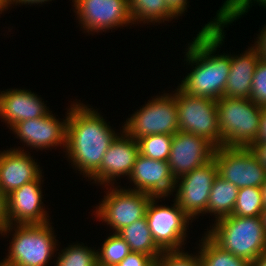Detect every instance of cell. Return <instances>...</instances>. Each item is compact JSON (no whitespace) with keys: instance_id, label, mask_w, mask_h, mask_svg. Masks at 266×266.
<instances>
[{"instance_id":"cell-16","label":"cell","mask_w":266,"mask_h":266,"mask_svg":"<svg viewBox=\"0 0 266 266\" xmlns=\"http://www.w3.org/2000/svg\"><path fill=\"white\" fill-rule=\"evenodd\" d=\"M134 183V191L143 192L153 197L168 196L176 189V179L173 177L168 162L153 160L139 154L129 176Z\"/></svg>"},{"instance_id":"cell-27","label":"cell","mask_w":266,"mask_h":266,"mask_svg":"<svg viewBox=\"0 0 266 266\" xmlns=\"http://www.w3.org/2000/svg\"><path fill=\"white\" fill-rule=\"evenodd\" d=\"M131 252L129 245L117 233L109 236L97 251V265L116 266Z\"/></svg>"},{"instance_id":"cell-6","label":"cell","mask_w":266,"mask_h":266,"mask_svg":"<svg viewBox=\"0 0 266 266\" xmlns=\"http://www.w3.org/2000/svg\"><path fill=\"white\" fill-rule=\"evenodd\" d=\"M175 102L178 109L179 131L204 137L216 148L221 147L216 100L190 96L177 88Z\"/></svg>"},{"instance_id":"cell-19","label":"cell","mask_w":266,"mask_h":266,"mask_svg":"<svg viewBox=\"0 0 266 266\" xmlns=\"http://www.w3.org/2000/svg\"><path fill=\"white\" fill-rule=\"evenodd\" d=\"M44 101L28 90L9 89L0 94V116L11 129L16 123L49 114Z\"/></svg>"},{"instance_id":"cell-33","label":"cell","mask_w":266,"mask_h":266,"mask_svg":"<svg viewBox=\"0 0 266 266\" xmlns=\"http://www.w3.org/2000/svg\"><path fill=\"white\" fill-rule=\"evenodd\" d=\"M7 225V196L0 191V234Z\"/></svg>"},{"instance_id":"cell-36","label":"cell","mask_w":266,"mask_h":266,"mask_svg":"<svg viewBox=\"0 0 266 266\" xmlns=\"http://www.w3.org/2000/svg\"><path fill=\"white\" fill-rule=\"evenodd\" d=\"M250 148L256 154L259 162L266 168V142H256Z\"/></svg>"},{"instance_id":"cell-30","label":"cell","mask_w":266,"mask_h":266,"mask_svg":"<svg viewBox=\"0 0 266 266\" xmlns=\"http://www.w3.org/2000/svg\"><path fill=\"white\" fill-rule=\"evenodd\" d=\"M156 266H199V257L184 251L162 252L156 260Z\"/></svg>"},{"instance_id":"cell-15","label":"cell","mask_w":266,"mask_h":266,"mask_svg":"<svg viewBox=\"0 0 266 266\" xmlns=\"http://www.w3.org/2000/svg\"><path fill=\"white\" fill-rule=\"evenodd\" d=\"M139 152L138 141L128 137L124 132L117 136L105 152L100 167L90 176V179L110 183L119 176H130Z\"/></svg>"},{"instance_id":"cell-4","label":"cell","mask_w":266,"mask_h":266,"mask_svg":"<svg viewBox=\"0 0 266 266\" xmlns=\"http://www.w3.org/2000/svg\"><path fill=\"white\" fill-rule=\"evenodd\" d=\"M218 127L223 147H251L256 143L262 107L249 98L221 97L216 100Z\"/></svg>"},{"instance_id":"cell-32","label":"cell","mask_w":266,"mask_h":266,"mask_svg":"<svg viewBox=\"0 0 266 266\" xmlns=\"http://www.w3.org/2000/svg\"><path fill=\"white\" fill-rule=\"evenodd\" d=\"M116 266H156V260L152 256L143 253L130 252Z\"/></svg>"},{"instance_id":"cell-2","label":"cell","mask_w":266,"mask_h":266,"mask_svg":"<svg viewBox=\"0 0 266 266\" xmlns=\"http://www.w3.org/2000/svg\"><path fill=\"white\" fill-rule=\"evenodd\" d=\"M71 106L66 114V155L78 171H83L90 178L100 167L105 152L118 135L97 111L80 103Z\"/></svg>"},{"instance_id":"cell-39","label":"cell","mask_w":266,"mask_h":266,"mask_svg":"<svg viewBox=\"0 0 266 266\" xmlns=\"http://www.w3.org/2000/svg\"><path fill=\"white\" fill-rule=\"evenodd\" d=\"M250 266H266V250L263 251Z\"/></svg>"},{"instance_id":"cell-34","label":"cell","mask_w":266,"mask_h":266,"mask_svg":"<svg viewBox=\"0 0 266 266\" xmlns=\"http://www.w3.org/2000/svg\"><path fill=\"white\" fill-rule=\"evenodd\" d=\"M169 10L178 17L180 16L185 10L187 6V0H165Z\"/></svg>"},{"instance_id":"cell-29","label":"cell","mask_w":266,"mask_h":266,"mask_svg":"<svg viewBox=\"0 0 266 266\" xmlns=\"http://www.w3.org/2000/svg\"><path fill=\"white\" fill-rule=\"evenodd\" d=\"M249 99L260 107H266V62L259 60L253 74Z\"/></svg>"},{"instance_id":"cell-17","label":"cell","mask_w":266,"mask_h":266,"mask_svg":"<svg viewBox=\"0 0 266 266\" xmlns=\"http://www.w3.org/2000/svg\"><path fill=\"white\" fill-rule=\"evenodd\" d=\"M59 122L53 114L49 113L36 119H28L16 123L11 130L17 134L27 146L38 149H47L51 146L63 145L66 147L67 122Z\"/></svg>"},{"instance_id":"cell-3","label":"cell","mask_w":266,"mask_h":266,"mask_svg":"<svg viewBox=\"0 0 266 266\" xmlns=\"http://www.w3.org/2000/svg\"><path fill=\"white\" fill-rule=\"evenodd\" d=\"M207 235L222 249L252 263L266 250V231L261 216H226L215 221Z\"/></svg>"},{"instance_id":"cell-23","label":"cell","mask_w":266,"mask_h":266,"mask_svg":"<svg viewBox=\"0 0 266 266\" xmlns=\"http://www.w3.org/2000/svg\"><path fill=\"white\" fill-rule=\"evenodd\" d=\"M128 9L131 20L145 21L154 23L164 22L167 19L176 16L169 10L165 0H128ZM160 20V21H159Z\"/></svg>"},{"instance_id":"cell-40","label":"cell","mask_w":266,"mask_h":266,"mask_svg":"<svg viewBox=\"0 0 266 266\" xmlns=\"http://www.w3.org/2000/svg\"><path fill=\"white\" fill-rule=\"evenodd\" d=\"M260 188H261V193H262L263 205H264V208H266V180Z\"/></svg>"},{"instance_id":"cell-35","label":"cell","mask_w":266,"mask_h":266,"mask_svg":"<svg viewBox=\"0 0 266 266\" xmlns=\"http://www.w3.org/2000/svg\"><path fill=\"white\" fill-rule=\"evenodd\" d=\"M260 33L254 47L259 51L260 59L266 62V26Z\"/></svg>"},{"instance_id":"cell-20","label":"cell","mask_w":266,"mask_h":266,"mask_svg":"<svg viewBox=\"0 0 266 266\" xmlns=\"http://www.w3.org/2000/svg\"><path fill=\"white\" fill-rule=\"evenodd\" d=\"M260 60L259 51L253 46L242 56H231L230 72L223 96L231 98H249L253 74Z\"/></svg>"},{"instance_id":"cell-21","label":"cell","mask_w":266,"mask_h":266,"mask_svg":"<svg viewBox=\"0 0 266 266\" xmlns=\"http://www.w3.org/2000/svg\"><path fill=\"white\" fill-rule=\"evenodd\" d=\"M239 188L217 174L212 183L207 213H214L216 220L233 213Z\"/></svg>"},{"instance_id":"cell-22","label":"cell","mask_w":266,"mask_h":266,"mask_svg":"<svg viewBox=\"0 0 266 266\" xmlns=\"http://www.w3.org/2000/svg\"><path fill=\"white\" fill-rule=\"evenodd\" d=\"M129 245L131 252H139L152 256L155 260L162 251L155 244L146 217L138 219L118 233Z\"/></svg>"},{"instance_id":"cell-38","label":"cell","mask_w":266,"mask_h":266,"mask_svg":"<svg viewBox=\"0 0 266 266\" xmlns=\"http://www.w3.org/2000/svg\"><path fill=\"white\" fill-rule=\"evenodd\" d=\"M47 1H49V0H7V5H9L10 6V4H13V3H16V5H17V3H21V4H27L28 3V5L29 4H39V3H44V2H47ZM51 1V0H50Z\"/></svg>"},{"instance_id":"cell-14","label":"cell","mask_w":266,"mask_h":266,"mask_svg":"<svg viewBox=\"0 0 266 266\" xmlns=\"http://www.w3.org/2000/svg\"><path fill=\"white\" fill-rule=\"evenodd\" d=\"M41 179L40 176L37 180L24 184L7 195L8 225L1 234H7L14 228L13 222H16L18 225L44 224L49 222V219H47V212L44 211L45 209L41 206L43 203L41 200L42 191L40 189Z\"/></svg>"},{"instance_id":"cell-1","label":"cell","mask_w":266,"mask_h":266,"mask_svg":"<svg viewBox=\"0 0 266 266\" xmlns=\"http://www.w3.org/2000/svg\"><path fill=\"white\" fill-rule=\"evenodd\" d=\"M215 21L208 22L197 34L186 52V61L196 65L185 76L179 88L190 96L218 100L223 97L230 72L231 55H213L225 38L223 28L229 21L218 10ZM212 54V55H211Z\"/></svg>"},{"instance_id":"cell-24","label":"cell","mask_w":266,"mask_h":266,"mask_svg":"<svg viewBox=\"0 0 266 266\" xmlns=\"http://www.w3.org/2000/svg\"><path fill=\"white\" fill-rule=\"evenodd\" d=\"M198 254L199 266H250L251 263L236 257L218 246L207 234Z\"/></svg>"},{"instance_id":"cell-13","label":"cell","mask_w":266,"mask_h":266,"mask_svg":"<svg viewBox=\"0 0 266 266\" xmlns=\"http://www.w3.org/2000/svg\"><path fill=\"white\" fill-rule=\"evenodd\" d=\"M79 21L87 32L104 31L132 22L128 0H73ZM90 30V31H89Z\"/></svg>"},{"instance_id":"cell-12","label":"cell","mask_w":266,"mask_h":266,"mask_svg":"<svg viewBox=\"0 0 266 266\" xmlns=\"http://www.w3.org/2000/svg\"><path fill=\"white\" fill-rule=\"evenodd\" d=\"M216 147L206 138L178 131L173 135L168 165L175 179L213 159Z\"/></svg>"},{"instance_id":"cell-8","label":"cell","mask_w":266,"mask_h":266,"mask_svg":"<svg viewBox=\"0 0 266 266\" xmlns=\"http://www.w3.org/2000/svg\"><path fill=\"white\" fill-rule=\"evenodd\" d=\"M218 175L238 188L261 187L266 168L250 147H217L213 156Z\"/></svg>"},{"instance_id":"cell-42","label":"cell","mask_w":266,"mask_h":266,"mask_svg":"<svg viewBox=\"0 0 266 266\" xmlns=\"http://www.w3.org/2000/svg\"><path fill=\"white\" fill-rule=\"evenodd\" d=\"M4 8H8L7 0H0V13L4 11Z\"/></svg>"},{"instance_id":"cell-18","label":"cell","mask_w":266,"mask_h":266,"mask_svg":"<svg viewBox=\"0 0 266 266\" xmlns=\"http://www.w3.org/2000/svg\"><path fill=\"white\" fill-rule=\"evenodd\" d=\"M41 173L37 162L24 150L14 148L0 153V191L6 196L24 184L37 180Z\"/></svg>"},{"instance_id":"cell-11","label":"cell","mask_w":266,"mask_h":266,"mask_svg":"<svg viewBox=\"0 0 266 266\" xmlns=\"http://www.w3.org/2000/svg\"><path fill=\"white\" fill-rule=\"evenodd\" d=\"M217 174L218 168L213 158L176 179V185L181 181L174 200L191 219L202 212L207 213L212 183Z\"/></svg>"},{"instance_id":"cell-9","label":"cell","mask_w":266,"mask_h":266,"mask_svg":"<svg viewBox=\"0 0 266 266\" xmlns=\"http://www.w3.org/2000/svg\"><path fill=\"white\" fill-rule=\"evenodd\" d=\"M159 198L162 197H152L146 208L145 217L151 236L162 252L180 251L191 218L176 201L171 208L158 206L155 200Z\"/></svg>"},{"instance_id":"cell-41","label":"cell","mask_w":266,"mask_h":266,"mask_svg":"<svg viewBox=\"0 0 266 266\" xmlns=\"http://www.w3.org/2000/svg\"><path fill=\"white\" fill-rule=\"evenodd\" d=\"M261 220L263 222L265 231H266V208L263 209L262 213H261Z\"/></svg>"},{"instance_id":"cell-10","label":"cell","mask_w":266,"mask_h":266,"mask_svg":"<svg viewBox=\"0 0 266 266\" xmlns=\"http://www.w3.org/2000/svg\"><path fill=\"white\" fill-rule=\"evenodd\" d=\"M96 209L97 218L107 222L118 233L146 214V208L153 197L150 194L128 189H111Z\"/></svg>"},{"instance_id":"cell-43","label":"cell","mask_w":266,"mask_h":266,"mask_svg":"<svg viewBox=\"0 0 266 266\" xmlns=\"http://www.w3.org/2000/svg\"><path fill=\"white\" fill-rule=\"evenodd\" d=\"M0 266H11V265H9L8 263H6V262H4V261H3V262L1 261V262H0Z\"/></svg>"},{"instance_id":"cell-28","label":"cell","mask_w":266,"mask_h":266,"mask_svg":"<svg viewBox=\"0 0 266 266\" xmlns=\"http://www.w3.org/2000/svg\"><path fill=\"white\" fill-rule=\"evenodd\" d=\"M70 246L62 250L55 266H97V251L79 244Z\"/></svg>"},{"instance_id":"cell-7","label":"cell","mask_w":266,"mask_h":266,"mask_svg":"<svg viewBox=\"0 0 266 266\" xmlns=\"http://www.w3.org/2000/svg\"><path fill=\"white\" fill-rule=\"evenodd\" d=\"M126 120L123 132L135 140L152 134H171L179 131L175 94H164L149 101Z\"/></svg>"},{"instance_id":"cell-25","label":"cell","mask_w":266,"mask_h":266,"mask_svg":"<svg viewBox=\"0 0 266 266\" xmlns=\"http://www.w3.org/2000/svg\"><path fill=\"white\" fill-rule=\"evenodd\" d=\"M264 209L260 187L239 188L232 215L240 217L261 216Z\"/></svg>"},{"instance_id":"cell-31","label":"cell","mask_w":266,"mask_h":266,"mask_svg":"<svg viewBox=\"0 0 266 266\" xmlns=\"http://www.w3.org/2000/svg\"><path fill=\"white\" fill-rule=\"evenodd\" d=\"M260 3L259 5L266 7V0H254V2ZM252 0H226L219 11L226 17L229 24L238 17L244 15L245 12L250 8Z\"/></svg>"},{"instance_id":"cell-37","label":"cell","mask_w":266,"mask_h":266,"mask_svg":"<svg viewBox=\"0 0 266 266\" xmlns=\"http://www.w3.org/2000/svg\"><path fill=\"white\" fill-rule=\"evenodd\" d=\"M256 142H266V107L262 108L259 136Z\"/></svg>"},{"instance_id":"cell-26","label":"cell","mask_w":266,"mask_h":266,"mask_svg":"<svg viewBox=\"0 0 266 266\" xmlns=\"http://www.w3.org/2000/svg\"><path fill=\"white\" fill-rule=\"evenodd\" d=\"M173 135L152 134L138 140L141 155L153 160L168 162Z\"/></svg>"},{"instance_id":"cell-5","label":"cell","mask_w":266,"mask_h":266,"mask_svg":"<svg viewBox=\"0 0 266 266\" xmlns=\"http://www.w3.org/2000/svg\"><path fill=\"white\" fill-rule=\"evenodd\" d=\"M50 224L17 225L9 254L3 261L11 266H47L56 248Z\"/></svg>"}]
</instances>
